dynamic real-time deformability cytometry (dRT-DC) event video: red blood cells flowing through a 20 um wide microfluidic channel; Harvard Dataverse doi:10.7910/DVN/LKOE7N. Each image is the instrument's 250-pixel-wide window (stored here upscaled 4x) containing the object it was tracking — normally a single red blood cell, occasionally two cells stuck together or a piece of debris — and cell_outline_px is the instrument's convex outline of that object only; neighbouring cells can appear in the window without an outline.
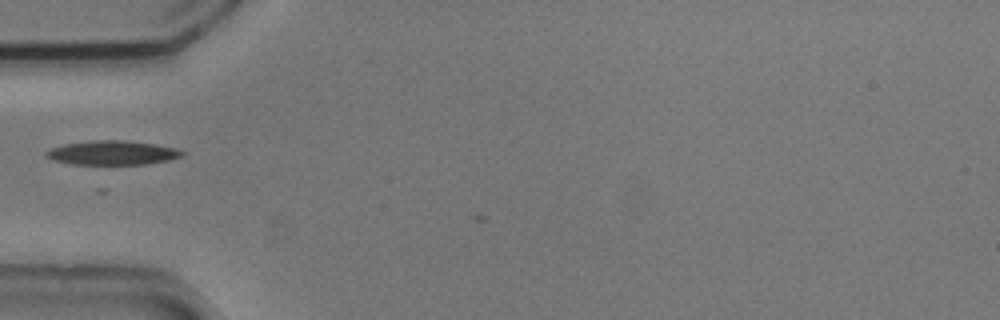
{"species": "common noctule bat (a hibernating species)", "species_latin": "Nyctalus noctula", "temperature_condition": "cold", "stored_images_in_passage": 4, "camera_frame_rate_fps": 3000, "um_per_image_px": 0.085, "animal": {"sex": "male", "body_mass_g": 20.5, "forearm_length_mm": 52.5}, "frame": {"image": 1, "passage_image": 2, "time_ms": 0.333, "image_size_px": [1000, 320], "cell_outline_px": [[184, 156], [168, 160], [144, 164], [72, 164], [52, 160], [44, 156], [44, 152], [52, 148], [64, 144], [88, 140], [124, 140], [156, 144], [176, 148], [184, 152]], "centroid_in_image_um": [9.53, 12.98], "position_along_channel_um": 75.5, "area_um2": 19.25}}